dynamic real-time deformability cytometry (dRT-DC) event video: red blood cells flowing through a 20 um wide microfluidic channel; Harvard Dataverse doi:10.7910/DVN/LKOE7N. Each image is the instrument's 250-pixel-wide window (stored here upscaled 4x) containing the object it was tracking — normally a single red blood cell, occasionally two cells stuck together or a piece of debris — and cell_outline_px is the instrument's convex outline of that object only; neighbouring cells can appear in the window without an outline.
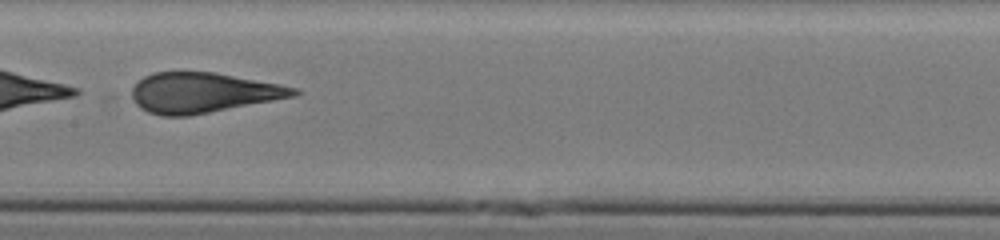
{"species": "human", "species_latin": "Homo sapiens", "temperature_condition": "cold", "stored_images_in_passage": 43, "camera_frame_rate_fps": 3000, "um_per_image_px": 0.085, "donor": {"sex": "male"}, "frame": {"image": 1, "passage_image": 27, "time_ms": 8.667, "image_size_px": [1000, 240], "cell_outline_px": [[300, 92], [296, 96], [188, 116], [160, 116], [148, 112], [140, 108], [136, 104], [132, 96], [132, 88], [144, 76], [152, 72], [216, 72], [280, 84], [296, 88]], "centroid_in_image_um": [17.24, 7.88], "position_along_channel_um": 190.2, "area_um2": 37.8}}
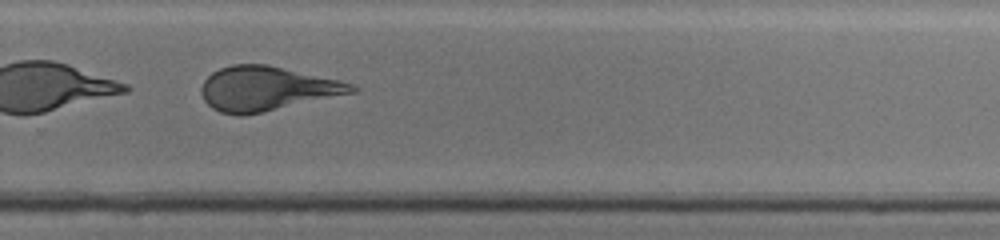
{"frame": {"image": 2, "passage_image": 36, "time_ms": 11.667, "image_size_px": [1000, 240], "cell_outline_px": [[356, 92], [260, 112], [240, 116], [236, 116], [220, 112], [212, 108], [204, 100], [200, 92], [200, 88], [204, 80], [212, 72], [220, 68], [232, 64], [268, 64], [336, 80], [352, 84], [356, 88]], "centroid_in_image_um": [22.59, 7.53], "position_along_channel_um": 307.2, "area_um2": 38.32}, "authors_computed_cell_mechanics": {"area_um2": 41.0958, "velocity_mm_per_s": 3.9056, "shape_relaxation_time_tau1_ms": 5.2906, "shape_relaxation_time_tau2_ms": 0.7923, "deformation_change_tau1": 0.1526, "deformation_change_tau2": 0.0532}}